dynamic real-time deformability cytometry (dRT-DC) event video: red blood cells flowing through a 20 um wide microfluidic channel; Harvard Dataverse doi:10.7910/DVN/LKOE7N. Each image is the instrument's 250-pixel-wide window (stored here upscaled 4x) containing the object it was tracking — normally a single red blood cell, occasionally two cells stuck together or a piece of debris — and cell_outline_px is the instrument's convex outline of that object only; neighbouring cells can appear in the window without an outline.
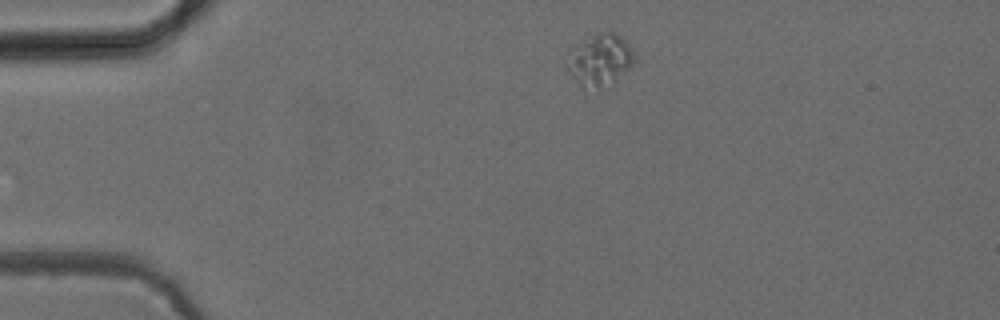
{"species": "common noctule bat (a hibernating species)", "species_latin": "Nyctalus noctula", "temperature_condition": "cold", "stored_images_in_passage": 43, "camera_frame_rate_fps": 3000, "um_per_image_px": 0.085, "animal": {"sex": "female", "body_mass_g": 24.6, "forearm_length_mm": 56.2}, "frame": {"image": 1, "passage_image": 1, "time_ms": 0.0, "image_size_px": [1000, 320], "cell_outline_px": [[636, 60], [612, 84], [600, 88], [596, 88], [580, 84], [568, 72], [568, 68], [580, 44], [600, 32], [616, 32], [628, 44]], "centroid_in_image_um": [51.11, 5.11], "position_along_channel_um": 33.9, "area_um2": 18.84}}
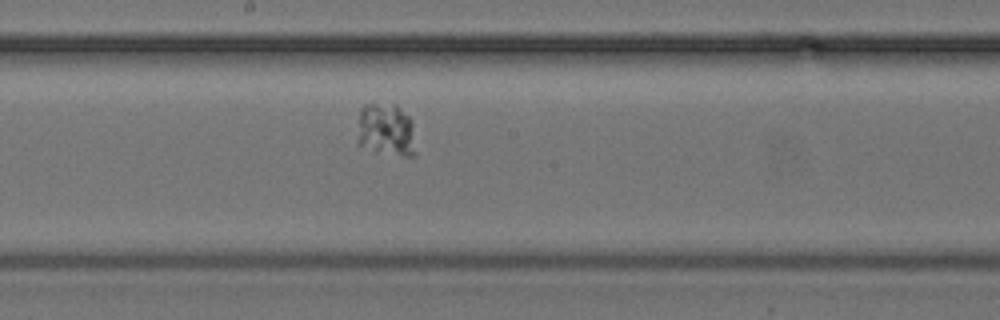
{"frame": {"image": 2, "passage_image": 19, "time_ms": 6.0, "image_size_px": [1000, 320], "cell_outline_px": [[416, 156], [404, 156], [376, 152], [356, 144], [356, 140], [360, 108], [364, 104], [396, 104], [412, 120], [416, 152]], "centroid_in_image_um": [32.8, 11.06], "position_along_channel_um": 215.4, "area_um2": 18.5}}
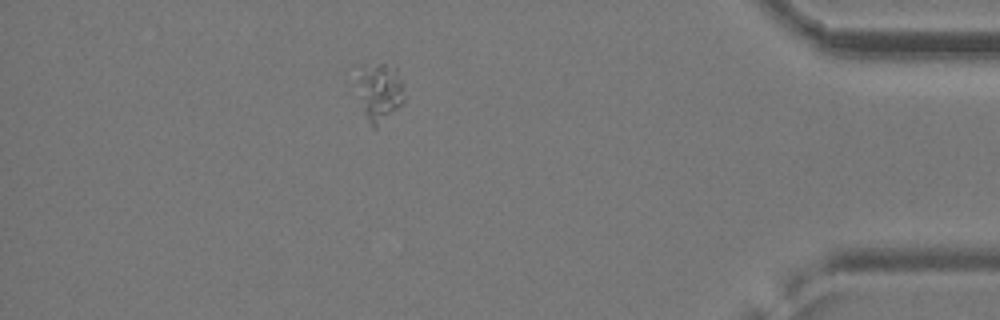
{"frame": {"image": 3, "passage_image": 37, "time_ms": 12.0, "image_size_px": [1000, 320], "cell_outline_px": [[404, 100], [376, 128], [372, 128], [364, 112], [356, 80], [372, 56], [396, 64], [404, 96]], "centroid_in_image_um": [32.27, 7.66], "position_along_channel_um": 402.9, "area_um2": 16.36}}